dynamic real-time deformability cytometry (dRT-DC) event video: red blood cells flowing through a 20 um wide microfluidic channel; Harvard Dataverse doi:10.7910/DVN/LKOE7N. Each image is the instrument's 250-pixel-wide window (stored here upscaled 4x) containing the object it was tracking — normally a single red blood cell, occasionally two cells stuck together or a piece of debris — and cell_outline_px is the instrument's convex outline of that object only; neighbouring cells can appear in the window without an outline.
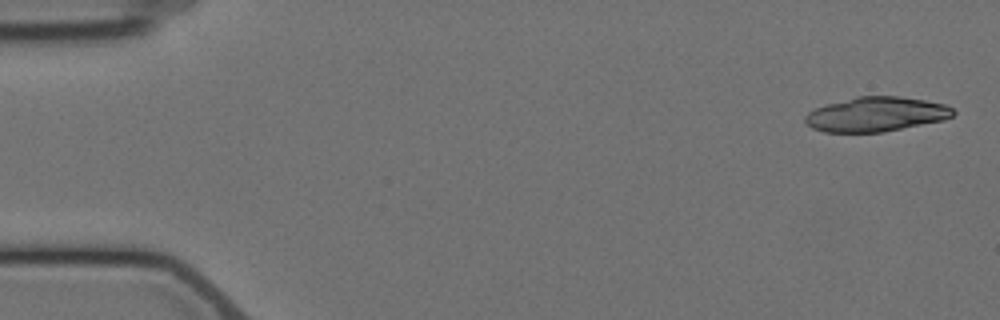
{"species": "Egyptian fruit bat (a non-hibernating species)", "species_latin": "Rousettus aegyptiacus", "temperature_condition": "cold", "stored_images_in_passage": 5, "camera_frame_rate_fps": 3000, "um_per_image_px": 0.085, "animal": {"sex": "female"}, "frame": {"image": 1, "passage_image": 1, "time_ms": 0.0, "image_size_px": [1000, 320], "cell_outline_px": [[956, 112], [952, 116], [944, 120], [884, 132], [824, 132], [812, 128], [804, 120], [804, 116], [808, 112], [816, 108], [828, 104], [856, 96], [900, 96], [924, 100], [944, 104], [952, 108]], "centroid_in_image_um": [74.47, 9.71], "position_along_channel_um": 10.5, "area_um2": 29.77}}